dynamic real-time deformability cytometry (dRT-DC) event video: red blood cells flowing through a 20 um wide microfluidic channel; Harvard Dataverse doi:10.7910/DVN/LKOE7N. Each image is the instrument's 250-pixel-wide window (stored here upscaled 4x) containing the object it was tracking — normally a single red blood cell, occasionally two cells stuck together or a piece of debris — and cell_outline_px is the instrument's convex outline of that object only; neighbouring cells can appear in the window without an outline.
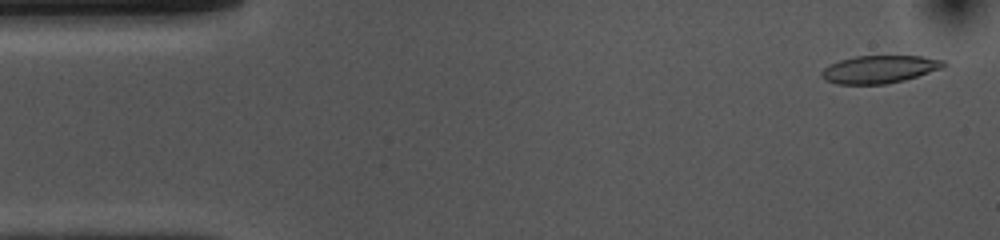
{"species": "common noctule bat (a hibernating species)", "species_latin": "Nyctalus noctula", "temperature_condition": "cold", "stored_images_in_passage": 52, "camera_frame_rate_fps": 3000, "um_per_image_px": 0.085, "animal": {"sex": "female", "body_mass_g": 10.0, "forearm_length_mm": 53.1}, "frame": {"image": 1, "passage_image": 2, "time_ms": 0.333, "image_size_px": [1000, 240], "cell_outline_px": [[948, 64], [944, 68], [904, 80], [884, 84], [836, 84], [824, 80], [820, 76], [820, 72], [824, 68], [840, 60], [856, 56], [924, 56], [944, 60]], "centroid_in_image_um": [74.77, 5.89], "position_along_channel_um": 10.2, "area_um2": 19.83}}
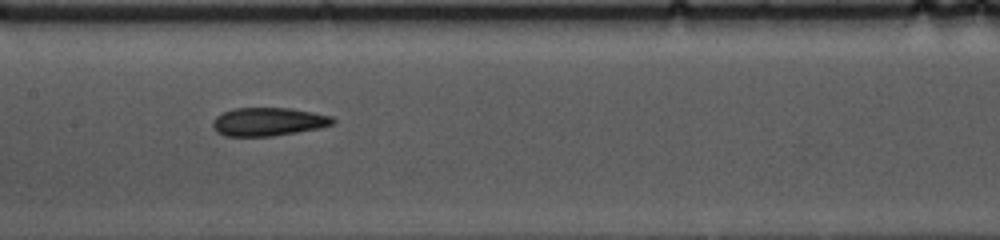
{"frame": {"image": 2, "passage_image": 24, "time_ms": 7.667, "image_size_px": [1000, 240], "cell_outline_px": [[336, 120], [332, 124], [320, 128], [272, 136], [224, 136], [216, 132], [212, 128], [212, 120], [216, 116], [224, 112], [236, 108], [288, 108], [312, 112], [332, 116]], "centroid_in_image_um": [22.77, 10.35], "position_along_channel_um": 184.6, "area_um2": 19.83}}
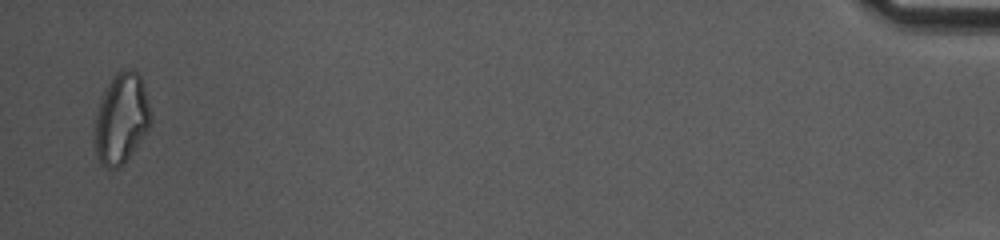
{"frame": {"image": 3, "passage_image": 51, "time_ms": 16.667, "image_size_px": [1000, 240], "cell_outline_px": [[152, 124], [124, 164], [116, 168], [108, 168], [100, 164], [96, 156], [96, 116], [100, 100], [112, 76], [116, 72], [124, 68], [128, 68], [140, 72], [148, 100], [152, 116]], "centroid_in_image_um": [10.35, 10.05], "position_along_channel_um": 424.9, "area_um2": 29.59}, "authors_computed_cell_mechanics": {"area_um2": 20.3745, "velocity_mm_per_s": 3.7139, "shape_relaxation_time_tau1_ms": 8.4808, "shape_relaxation_time_tau2_ms": 4.8351, "deformation_change_tau1": 0.2068, "deformation_change_tau2": 0.137}}